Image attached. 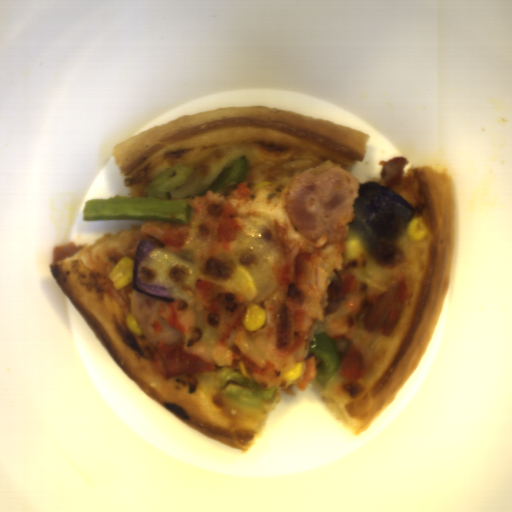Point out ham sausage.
<instances>
[{
	"instance_id": "ham-sausage-1",
	"label": "ham sausage",
	"mask_w": 512,
	"mask_h": 512,
	"mask_svg": "<svg viewBox=\"0 0 512 512\" xmlns=\"http://www.w3.org/2000/svg\"><path fill=\"white\" fill-rule=\"evenodd\" d=\"M359 179L340 166L320 172L300 170L285 186L282 209L305 239L326 244L346 241L354 221Z\"/></svg>"
}]
</instances>
